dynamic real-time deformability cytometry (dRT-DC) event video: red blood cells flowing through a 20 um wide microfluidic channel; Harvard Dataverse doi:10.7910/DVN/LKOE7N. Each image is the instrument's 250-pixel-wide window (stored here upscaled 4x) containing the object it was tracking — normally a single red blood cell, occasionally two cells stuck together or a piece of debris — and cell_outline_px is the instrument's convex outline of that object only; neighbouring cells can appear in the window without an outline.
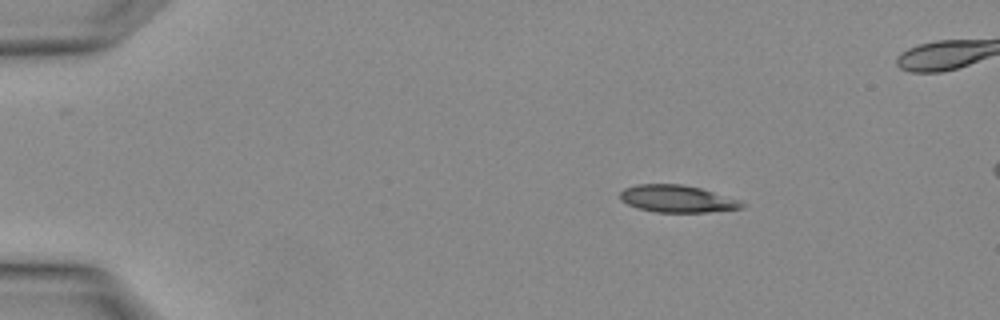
{"species": "Egyptian fruit bat (a non-hibernating species)", "species_latin": "Rousettus aegyptiacus", "temperature_condition": "warm", "stored_images_in_passage": 5, "camera_frame_rate_fps": 3000, "um_per_image_px": 0.085, "animal": {"sex": "female"}, "frame": {"image": 1, "passage_image": 5, "time_ms": 1.333, "image_size_px": [1000, 320], "cell_outline_px": [[748, 204], [744, 208], [708, 212], [656, 212], [636, 208], [620, 200], [620, 192], [624, 188], [636, 184], [680, 184], [700, 188], [740, 200]], "centroid_in_image_um": [57.57, 16.9], "position_along_channel_um": 27.4, "area_um2": 19.42}}